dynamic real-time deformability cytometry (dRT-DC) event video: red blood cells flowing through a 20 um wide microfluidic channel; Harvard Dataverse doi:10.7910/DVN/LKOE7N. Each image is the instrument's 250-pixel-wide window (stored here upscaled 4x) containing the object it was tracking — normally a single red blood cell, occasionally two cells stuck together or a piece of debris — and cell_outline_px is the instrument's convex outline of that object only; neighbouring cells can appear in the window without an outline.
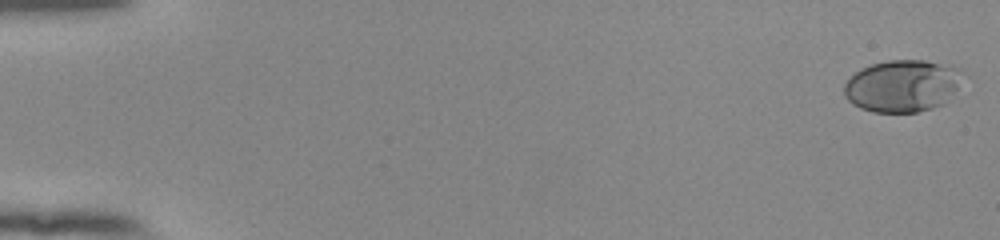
{"species": "human", "species_latin": "Homo sapiens", "temperature_condition": "room temperature", "stored_images_in_passage": 54, "camera_frame_rate_fps": 3000, "um_per_image_px": 0.085, "donor": {"sex": "female"}, "frame": {"image": 1, "passage_image": 1, "time_ms": 0.0, "image_size_px": [1000, 240], "cell_outline_px": [[968, 76], [944, 104], [932, 108], [916, 112], [872, 112], [860, 108], [852, 104], [844, 96], [844, 84], [856, 72], [872, 64], [888, 60], [924, 60], [952, 64], [960, 68]], "centroid_in_image_um": [76.79, 7.28], "position_along_channel_um": 8.2, "area_um2": 36.65}}
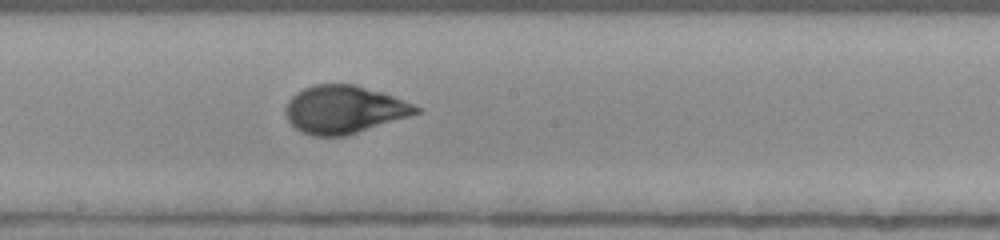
{"frame": {"image": 2, "passage_image": 31, "time_ms": 10.0, "image_size_px": [1000, 240], "cell_outline_px": [[424, 108], [420, 112], [408, 116], [344, 136], [312, 136], [300, 132], [288, 120], [284, 112], [288, 100], [296, 92], [304, 88], [316, 84], [356, 84], [384, 92]], "centroid_in_image_um": [29.24, 9.29], "position_along_channel_um": 219.0, "area_um2": 36.41}}
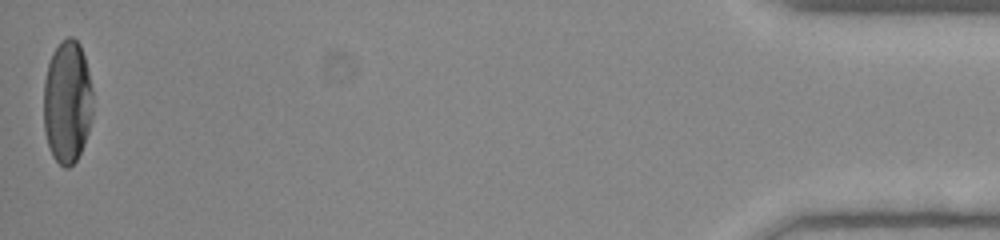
{"frame": {"image": 3, "passage_image": 54, "time_ms": 17.667, "image_size_px": [1000, 240], "cell_outline_px": [[92, 116], [88, 132], [84, 144], [76, 160], [68, 168], [64, 168], [52, 156], [44, 132], [44, 80], [48, 64], [52, 52], [60, 40], [68, 36], [72, 36], [80, 44], [84, 56], [92, 88]], "centroid_in_image_um": [5.71, 8.64], "position_along_channel_um": 429.5, "area_um2": 35.49}, "authors_computed_cell_mechanics": {"area_um2": 35.4025, "velocity_mm_per_s": 3.8682, "shape_relaxation_time_tau1_ms": 4.4941, "shape_relaxation_time_tau2_ms": null, "deformation_change_tau1": 0.1857, "deformation_change_tau2": null}}